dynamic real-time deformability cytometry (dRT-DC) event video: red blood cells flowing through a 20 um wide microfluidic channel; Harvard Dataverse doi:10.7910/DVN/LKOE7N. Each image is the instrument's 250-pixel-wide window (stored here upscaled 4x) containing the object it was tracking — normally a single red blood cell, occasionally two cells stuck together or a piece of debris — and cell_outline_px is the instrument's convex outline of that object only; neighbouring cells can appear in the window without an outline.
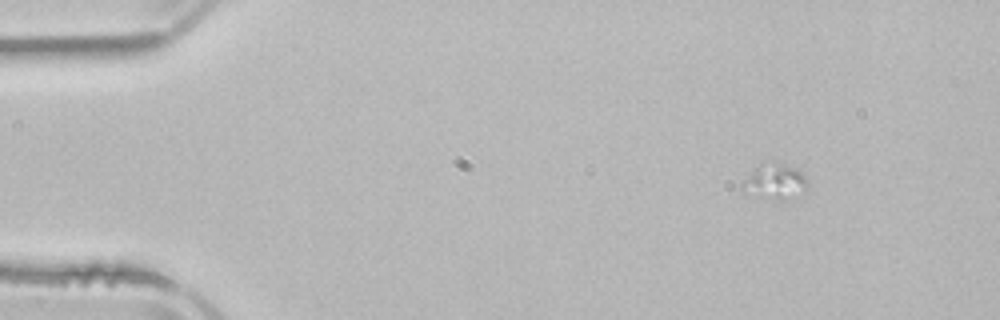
{"species": "common noctule bat (a hibernating species)", "species_latin": "Nyctalus noctula", "temperature_condition": "room temperature", "stored_images_in_passage": 4, "camera_frame_rate_fps": 3000, "um_per_image_px": 0.085, "animal": {"sex": "male", "body_mass_g": 21.5, "forearm_length_mm": 52.0}, "frame": {"image": 1, "passage_image": 4, "time_ms": 4.333, "image_size_px": [1000, 320], "cell_outline_px": [[808, 184], [804, 188], [784, 200], [780, 200], [744, 196], [740, 188], [744, 180], [764, 160], [776, 160], [800, 172], [808, 180]], "centroid_in_image_um": [65.74, 15.42], "position_along_channel_um": 19.3, "area_um2": 13.53}}